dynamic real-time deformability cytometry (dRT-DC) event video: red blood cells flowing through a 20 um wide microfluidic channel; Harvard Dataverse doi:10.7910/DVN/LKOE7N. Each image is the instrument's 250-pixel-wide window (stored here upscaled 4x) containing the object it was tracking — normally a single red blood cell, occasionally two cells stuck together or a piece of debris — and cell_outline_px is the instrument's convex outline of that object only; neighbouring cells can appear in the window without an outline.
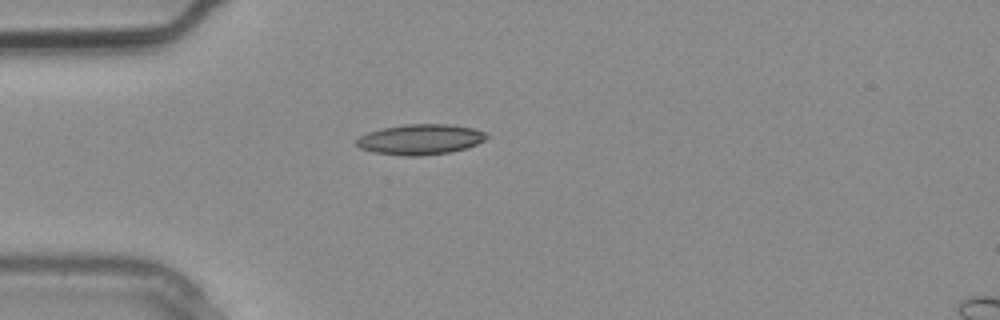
{"species": "common noctule bat (a hibernating species)", "species_latin": "Nyctalus noctula", "temperature_condition": "warm", "stored_images_in_passage": 7, "camera_frame_rate_fps": 3000, "um_per_image_px": 0.085, "animal": {"sex": "male", "body_mass_g": 20.4}, "frame": {"image": 1, "passage_image": 1, "time_ms": 0.0, "image_size_px": [1000, 320], "cell_outline_px": [[488, 136], [484, 140], [476, 144], [452, 152], [420, 156], [404, 156], [376, 152], [360, 148], [356, 144], [356, 140], [360, 136], [368, 132], [384, 128], [404, 124], [452, 124], [472, 128], [488, 132]], "centroid_in_image_um": [35.75, 11.84], "position_along_channel_um": 49.2, "area_um2": 23.0}}
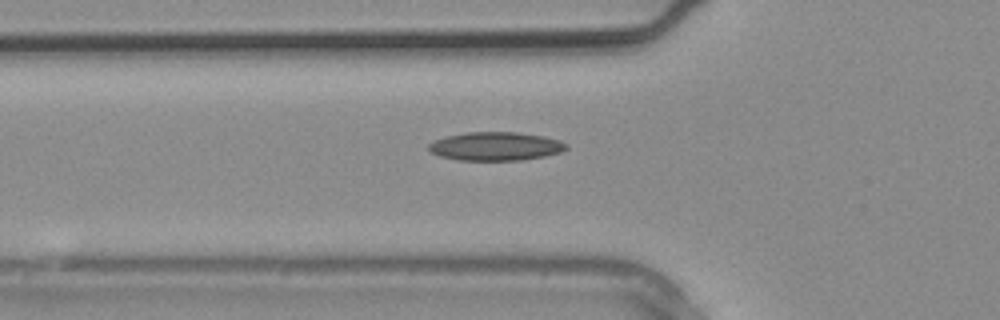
{"frame": {"image": 2, "passage_image": 3, "time_ms": 0.667, "image_size_px": [1000, 320], "cell_outline_px": [[568, 148], [560, 152], [544, 156], [520, 160], [460, 160], [440, 156], [428, 152], [428, 144], [432, 140], [448, 136], [468, 132], [516, 132], [544, 136], [560, 140], [568, 144]], "centroid_in_image_um": [42.11, 12.43], "position_along_channel_um": 83.7, "area_um2": 22.95}}